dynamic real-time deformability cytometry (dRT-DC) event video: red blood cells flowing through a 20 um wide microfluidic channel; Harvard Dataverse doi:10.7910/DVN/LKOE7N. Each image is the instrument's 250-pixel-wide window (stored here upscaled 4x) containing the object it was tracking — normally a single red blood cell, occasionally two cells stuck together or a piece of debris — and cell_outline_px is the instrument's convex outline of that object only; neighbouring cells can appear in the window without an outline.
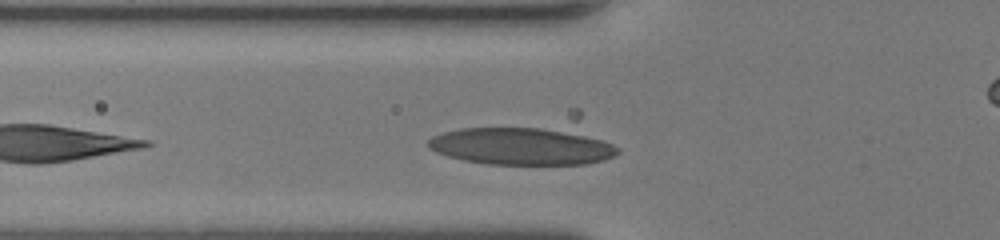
{"species": "human", "species_latin": "Homo sapiens", "temperature_condition": "room temperature", "stored_images_in_passage": 25, "camera_frame_rate_fps": 3000, "um_per_image_px": 0.085, "donor": {"sex": "female"}, "frame": {"image": 1, "passage_image": 3, "time_ms": 0.667, "image_size_px": [1000, 240], "cell_outline_px": [[620, 152], [604, 160], [584, 164], [488, 164], [464, 160], [448, 156], [436, 152], [428, 148], [428, 140], [432, 136], [444, 132], [460, 128], [568, 108], [580, 108], [620, 148]], "centroid_in_image_um": [45.02, 11.94], "position_along_channel_um": 80.8, "area_um2": 54.51}}
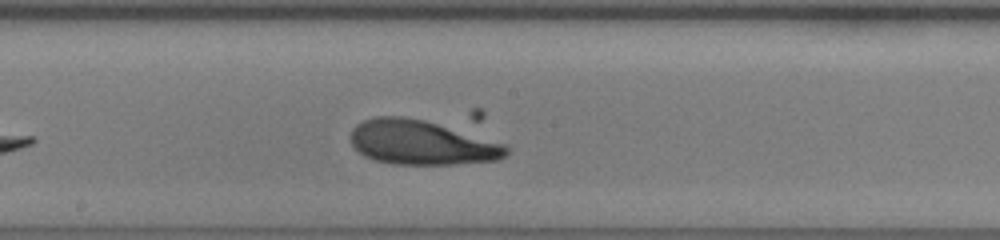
{"frame": {"image": 2, "passage_image": 12, "time_ms": 3.667, "image_size_px": [1000, 240], "cell_outline_px": [[508, 152], [500, 160], [452, 164], [392, 164], [376, 160], [364, 156], [352, 144], [352, 128], [356, 124], [364, 120], [376, 116], [400, 116], [424, 120], [504, 144], [508, 148]], "centroid_in_image_um": [35.8, 12.13], "position_along_channel_um": 212.4, "area_um2": 39.71}}
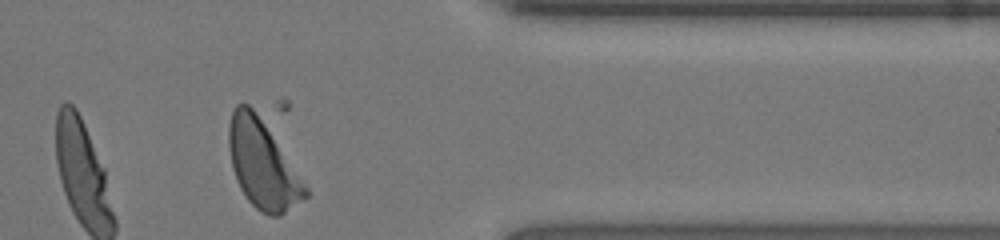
{"frame": {"image": 3, "passage_image": 25, "time_ms": 8.0, "image_size_px": [1000, 240], "cell_outline_px": [[308, 196], [280, 216], [268, 216], [260, 212], [248, 200], [240, 188], [236, 180], [232, 168], [228, 144], [228, 124], [232, 112], [236, 104], [248, 104], [260, 112], [308, 188]], "centroid_in_image_um": [22.31, 13.94], "position_along_channel_um": 389.1, "area_um2": 39.77}}